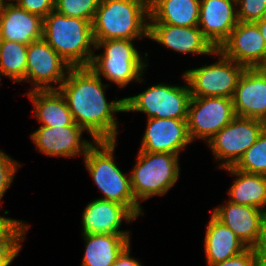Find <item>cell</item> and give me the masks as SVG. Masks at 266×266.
<instances>
[{
	"mask_svg": "<svg viewBox=\"0 0 266 266\" xmlns=\"http://www.w3.org/2000/svg\"><path fill=\"white\" fill-rule=\"evenodd\" d=\"M58 88L64 96L74 122L93 138V141H116L118 122L113 113L125 112L124 98L107 102L104 87L90 67H71Z\"/></svg>",
	"mask_w": 266,
	"mask_h": 266,
	"instance_id": "cell-1",
	"label": "cell"
},
{
	"mask_svg": "<svg viewBox=\"0 0 266 266\" xmlns=\"http://www.w3.org/2000/svg\"><path fill=\"white\" fill-rule=\"evenodd\" d=\"M43 39L71 66L89 67L95 48L92 23L53 10L43 19ZM92 46V47H91Z\"/></svg>",
	"mask_w": 266,
	"mask_h": 266,
	"instance_id": "cell-2",
	"label": "cell"
},
{
	"mask_svg": "<svg viewBox=\"0 0 266 266\" xmlns=\"http://www.w3.org/2000/svg\"><path fill=\"white\" fill-rule=\"evenodd\" d=\"M149 16V0H101L92 22L94 40L148 38Z\"/></svg>",
	"mask_w": 266,
	"mask_h": 266,
	"instance_id": "cell-3",
	"label": "cell"
},
{
	"mask_svg": "<svg viewBox=\"0 0 266 266\" xmlns=\"http://www.w3.org/2000/svg\"><path fill=\"white\" fill-rule=\"evenodd\" d=\"M84 156L87 171L104 194L103 200L117 202L128 207L137 217L142 213L131 189L130 176L124 175L114 163L116 141H95ZM99 147V148H98ZM101 149V150H100Z\"/></svg>",
	"mask_w": 266,
	"mask_h": 266,
	"instance_id": "cell-4",
	"label": "cell"
},
{
	"mask_svg": "<svg viewBox=\"0 0 266 266\" xmlns=\"http://www.w3.org/2000/svg\"><path fill=\"white\" fill-rule=\"evenodd\" d=\"M179 155L139 150L130 175L135 200L164 195L179 179Z\"/></svg>",
	"mask_w": 266,
	"mask_h": 266,
	"instance_id": "cell-5",
	"label": "cell"
},
{
	"mask_svg": "<svg viewBox=\"0 0 266 266\" xmlns=\"http://www.w3.org/2000/svg\"><path fill=\"white\" fill-rule=\"evenodd\" d=\"M127 39L95 40V48L104 47L102 55H93L89 67L100 77H106L120 87H125L132 80L143 81L140 77L148 66L141 55Z\"/></svg>",
	"mask_w": 266,
	"mask_h": 266,
	"instance_id": "cell-6",
	"label": "cell"
},
{
	"mask_svg": "<svg viewBox=\"0 0 266 266\" xmlns=\"http://www.w3.org/2000/svg\"><path fill=\"white\" fill-rule=\"evenodd\" d=\"M214 54L220 60L212 65L186 70L183 78L192 97H226L234 95L238 80L246 67L226 57L218 49Z\"/></svg>",
	"mask_w": 266,
	"mask_h": 266,
	"instance_id": "cell-7",
	"label": "cell"
},
{
	"mask_svg": "<svg viewBox=\"0 0 266 266\" xmlns=\"http://www.w3.org/2000/svg\"><path fill=\"white\" fill-rule=\"evenodd\" d=\"M191 97L189 85L182 87L161 83L138 95L124 98L125 112H143L148 118L187 119Z\"/></svg>",
	"mask_w": 266,
	"mask_h": 266,
	"instance_id": "cell-8",
	"label": "cell"
},
{
	"mask_svg": "<svg viewBox=\"0 0 266 266\" xmlns=\"http://www.w3.org/2000/svg\"><path fill=\"white\" fill-rule=\"evenodd\" d=\"M266 127V122L235 116L207 143L217 160H225L220 168L234 166L246 150L252 146Z\"/></svg>",
	"mask_w": 266,
	"mask_h": 266,
	"instance_id": "cell-9",
	"label": "cell"
},
{
	"mask_svg": "<svg viewBox=\"0 0 266 266\" xmlns=\"http://www.w3.org/2000/svg\"><path fill=\"white\" fill-rule=\"evenodd\" d=\"M233 101L226 97H191L187 115V130L191 142H207L235 117Z\"/></svg>",
	"mask_w": 266,
	"mask_h": 266,
	"instance_id": "cell-10",
	"label": "cell"
},
{
	"mask_svg": "<svg viewBox=\"0 0 266 266\" xmlns=\"http://www.w3.org/2000/svg\"><path fill=\"white\" fill-rule=\"evenodd\" d=\"M70 68L71 66L43 38L27 46L26 81H33V90L58 89ZM53 83H58V87L51 86Z\"/></svg>",
	"mask_w": 266,
	"mask_h": 266,
	"instance_id": "cell-11",
	"label": "cell"
},
{
	"mask_svg": "<svg viewBox=\"0 0 266 266\" xmlns=\"http://www.w3.org/2000/svg\"><path fill=\"white\" fill-rule=\"evenodd\" d=\"M218 50L246 68L263 67L266 64V44L255 22L238 21Z\"/></svg>",
	"mask_w": 266,
	"mask_h": 266,
	"instance_id": "cell-12",
	"label": "cell"
},
{
	"mask_svg": "<svg viewBox=\"0 0 266 266\" xmlns=\"http://www.w3.org/2000/svg\"><path fill=\"white\" fill-rule=\"evenodd\" d=\"M147 128L140 150L154 153L179 155L191 140L187 130V119L147 118Z\"/></svg>",
	"mask_w": 266,
	"mask_h": 266,
	"instance_id": "cell-13",
	"label": "cell"
},
{
	"mask_svg": "<svg viewBox=\"0 0 266 266\" xmlns=\"http://www.w3.org/2000/svg\"><path fill=\"white\" fill-rule=\"evenodd\" d=\"M236 116L266 122V71L262 67L246 68L232 97Z\"/></svg>",
	"mask_w": 266,
	"mask_h": 266,
	"instance_id": "cell-14",
	"label": "cell"
},
{
	"mask_svg": "<svg viewBox=\"0 0 266 266\" xmlns=\"http://www.w3.org/2000/svg\"><path fill=\"white\" fill-rule=\"evenodd\" d=\"M83 132L84 130L74 122L67 126H41L31 134V138L37 149L46 155L85 156L92 144L87 140H81Z\"/></svg>",
	"mask_w": 266,
	"mask_h": 266,
	"instance_id": "cell-15",
	"label": "cell"
},
{
	"mask_svg": "<svg viewBox=\"0 0 266 266\" xmlns=\"http://www.w3.org/2000/svg\"><path fill=\"white\" fill-rule=\"evenodd\" d=\"M234 6L236 0H200L198 27L215 49L229 38L238 23Z\"/></svg>",
	"mask_w": 266,
	"mask_h": 266,
	"instance_id": "cell-16",
	"label": "cell"
},
{
	"mask_svg": "<svg viewBox=\"0 0 266 266\" xmlns=\"http://www.w3.org/2000/svg\"><path fill=\"white\" fill-rule=\"evenodd\" d=\"M137 216L126 206L117 202L95 199L90 202L82 214V234H121L129 235L127 231H120L122 220L128 223Z\"/></svg>",
	"mask_w": 266,
	"mask_h": 266,
	"instance_id": "cell-17",
	"label": "cell"
},
{
	"mask_svg": "<svg viewBox=\"0 0 266 266\" xmlns=\"http://www.w3.org/2000/svg\"><path fill=\"white\" fill-rule=\"evenodd\" d=\"M148 38L181 53L214 55L216 50L198 26L149 24Z\"/></svg>",
	"mask_w": 266,
	"mask_h": 266,
	"instance_id": "cell-18",
	"label": "cell"
},
{
	"mask_svg": "<svg viewBox=\"0 0 266 266\" xmlns=\"http://www.w3.org/2000/svg\"><path fill=\"white\" fill-rule=\"evenodd\" d=\"M43 38V18L8 2L0 10V39L29 45Z\"/></svg>",
	"mask_w": 266,
	"mask_h": 266,
	"instance_id": "cell-19",
	"label": "cell"
},
{
	"mask_svg": "<svg viewBox=\"0 0 266 266\" xmlns=\"http://www.w3.org/2000/svg\"><path fill=\"white\" fill-rule=\"evenodd\" d=\"M265 211L257 207L231 203L214 208L213 215L225 224L248 248L255 243Z\"/></svg>",
	"mask_w": 266,
	"mask_h": 266,
	"instance_id": "cell-20",
	"label": "cell"
},
{
	"mask_svg": "<svg viewBox=\"0 0 266 266\" xmlns=\"http://www.w3.org/2000/svg\"><path fill=\"white\" fill-rule=\"evenodd\" d=\"M200 0H149V24L198 26Z\"/></svg>",
	"mask_w": 266,
	"mask_h": 266,
	"instance_id": "cell-21",
	"label": "cell"
},
{
	"mask_svg": "<svg viewBox=\"0 0 266 266\" xmlns=\"http://www.w3.org/2000/svg\"><path fill=\"white\" fill-rule=\"evenodd\" d=\"M204 244L208 266L237 256L248 248L213 214L207 226Z\"/></svg>",
	"mask_w": 266,
	"mask_h": 266,
	"instance_id": "cell-22",
	"label": "cell"
},
{
	"mask_svg": "<svg viewBox=\"0 0 266 266\" xmlns=\"http://www.w3.org/2000/svg\"><path fill=\"white\" fill-rule=\"evenodd\" d=\"M29 97L34 104V116L42 126H67L74 123L64 96L58 89L31 90Z\"/></svg>",
	"mask_w": 266,
	"mask_h": 266,
	"instance_id": "cell-23",
	"label": "cell"
},
{
	"mask_svg": "<svg viewBox=\"0 0 266 266\" xmlns=\"http://www.w3.org/2000/svg\"><path fill=\"white\" fill-rule=\"evenodd\" d=\"M86 241L81 266H113L118 255L130 244L129 235L83 234Z\"/></svg>",
	"mask_w": 266,
	"mask_h": 266,
	"instance_id": "cell-24",
	"label": "cell"
},
{
	"mask_svg": "<svg viewBox=\"0 0 266 266\" xmlns=\"http://www.w3.org/2000/svg\"><path fill=\"white\" fill-rule=\"evenodd\" d=\"M237 179L228 191L231 203L249 205L264 210L266 206V175L239 171L233 166L224 168Z\"/></svg>",
	"mask_w": 266,
	"mask_h": 266,
	"instance_id": "cell-25",
	"label": "cell"
},
{
	"mask_svg": "<svg viewBox=\"0 0 266 266\" xmlns=\"http://www.w3.org/2000/svg\"><path fill=\"white\" fill-rule=\"evenodd\" d=\"M27 46L0 39V72L16 82L26 81Z\"/></svg>",
	"mask_w": 266,
	"mask_h": 266,
	"instance_id": "cell-26",
	"label": "cell"
},
{
	"mask_svg": "<svg viewBox=\"0 0 266 266\" xmlns=\"http://www.w3.org/2000/svg\"><path fill=\"white\" fill-rule=\"evenodd\" d=\"M233 167L245 173L266 175V127Z\"/></svg>",
	"mask_w": 266,
	"mask_h": 266,
	"instance_id": "cell-27",
	"label": "cell"
},
{
	"mask_svg": "<svg viewBox=\"0 0 266 266\" xmlns=\"http://www.w3.org/2000/svg\"><path fill=\"white\" fill-rule=\"evenodd\" d=\"M101 0H55V11L67 17L94 20Z\"/></svg>",
	"mask_w": 266,
	"mask_h": 266,
	"instance_id": "cell-28",
	"label": "cell"
},
{
	"mask_svg": "<svg viewBox=\"0 0 266 266\" xmlns=\"http://www.w3.org/2000/svg\"><path fill=\"white\" fill-rule=\"evenodd\" d=\"M236 5L240 6L236 12L238 21L256 22L266 9V0H236Z\"/></svg>",
	"mask_w": 266,
	"mask_h": 266,
	"instance_id": "cell-29",
	"label": "cell"
},
{
	"mask_svg": "<svg viewBox=\"0 0 266 266\" xmlns=\"http://www.w3.org/2000/svg\"><path fill=\"white\" fill-rule=\"evenodd\" d=\"M28 228L25 224L8 242L0 244V266H9L18 255L21 249L19 242L24 240Z\"/></svg>",
	"mask_w": 266,
	"mask_h": 266,
	"instance_id": "cell-30",
	"label": "cell"
},
{
	"mask_svg": "<svg viewBox=\"0 0 266 266\" xmlns=\"http://www.w3.org/2000/svg\"><path fill=\"white\" fill-rule=\"evenodd\" d=\"M18 166H20L19 163L0 151V201L8 187L11 186Z\"/></svg>",
	"mask_w": 266,
	"mask_h": 266,
	"instance_id": "cell-31",
	"label": "cell"
},
{
	"mask_svg": "<svg viewBox=\"0 0 266 266\" xmlns=\"http://www.w3.org/2000/svg\"><path fill=\"white\" fill-rule=\"evenodd\" d=\"M17 5L44 19L55 9V0H19Z\"/></svg>",
	"mask_w": 266,
	"mask_h": 266,
	"instance_id": "cell-32",
	"label": "cell"
},
{
	"mask_svg": "<svg viewBox=\"0 0 266 266\" xmlns=\"http://www.w3.org/2000/svg\"><path fill=\"white\" fill-rule=\"evenodd\" d=\"M251 249L257 257L259 266H266V213L260 222L258 236Z\"/></svg>",
	"mask_w": 266,
	"mask_h": 266,
	"instance_id": "cell-33",
	"label": "cell"
},
{
	"mask_svg": "<svg viewBox=\"0 0 266 266\" xmlns=\"http://www.w3.org/2000/svg\"><path fill=\"white\" fill-rule=\"evenodd\" d=\"M210 266H259L257 257L251 248H247L241 254Z\"/></svg>",
	"mask_w": 266,
	"mask_h": 266,
	"instance_id": "cell-34",
	"label": "cell"
},
{
	"mask_svg": "<svg viewBox=\"0 0 266 266\" xmlns=\"http://www.w3.org/2000/svg\"><path fill=\"white\" fill-rule=\"evenodd\" d=\"M26 223L0 216V244L8 242Z\"/></svg>",
	"mask_w": 266,
	"mask_h": 266,
	"instance_id": "cell-35",
	"label": "cell"
},
{
	"mask_svg": "<svg viewBox=\"0 0 266 266\" xmlns=\"http://www.w3.org/2000/svg\"><path fill=\"white\" fill-rule=\"evenodd\" d=\"M130 244L118 255L113 266H141L140 262L135 258L130 257Z\"/></svg>",
	"mask_w": 266,
	"mask_h": 266,
	"instance_id": "cell-36",
	"label": "cell"
},
{
	"mask_svg": "<svg viewBox=\"0 0 266 266\" xmlns=\"http://www.w3.org/2000/svg\"><path fill=\"white\" fill-rule=\"evenodd\" d=\"M260 30V33L262 35V37L264 38L265 44H266V23L264 22H255Z\"/></svg>",
	"mask_w": 266,
	"mask_h": 266,
	"instance_id": "cell-37",
	"label": "cell"
},
{
	"mask_svg": "<svg viewBox=\"0 0 266 266\" xmlns=\"http://www.w3.org/2000/svg\"><path fill=\"white\" fill-rule=\"evenodd\" d=\"M256 22H264V23H266V9L263 11L260 19L258 21H256Z\"/></svg>",
	"mask_w": 266,
	"mask_h": 266,
	"instance_id": "cell-38",
	"label": "cell"
},
{
	"mask_svg": "<svg viewBox=\"0 0 266 266\" xmlns=\"http://www.w3.org/2000/svg\"><path fill=\"white\" fill-rule=\"evenodd\" d=\"M5 0H0V10L7 4Z\"/></svg>",
	"mask_w": 266,
	"mask_h": 266,
	"instance_id": "cell-39",
	"label": "cell"
},
{
	"mask_svg": "<svg viewBox=\"0 0 266 266\" xmlns=\"http://www.w3.org/2000/svg\"><path fill=\"white\" fill-rule=\"evenodd\" d=\"M262 68L266 71V64Z\"/></svg>",
	"mask_w": 266,
	"mask_h": 266,
	"instance_id": "cell-40",
	"label": "cell"
}]
</instances>
